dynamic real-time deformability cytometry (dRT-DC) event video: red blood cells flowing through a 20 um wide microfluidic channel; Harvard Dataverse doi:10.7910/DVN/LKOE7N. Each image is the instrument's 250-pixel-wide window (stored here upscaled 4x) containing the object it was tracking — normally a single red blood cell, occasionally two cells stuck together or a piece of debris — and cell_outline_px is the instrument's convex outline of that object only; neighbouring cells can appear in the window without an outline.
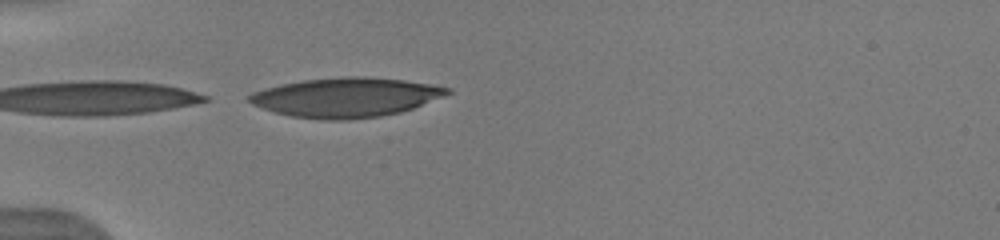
{"species": "human", "species_latin": "Homo sapiens", "temperature_condition": "warm", "stored_images_in_passage": 3, "camera_frame_rate_fps": 3000, "um_per_image_px": 0.085, "donor": {"sex": "male"}, "frame": {"image": 1, "passage_image": 3, "time_ms": 2.0, "image_size_px": [1000, 240], "cell_outline_px": [[452, 92], [444, 96], [412, 108], [400, 112], [380, 116], [348, 120], [324, 120], [292, 116], [276, 112], [252, 104], [248, 100], [248, 96], [252, 92], [264, 88], [280, 84], [304, 80], [340, 76], [364, 76], [404, 80], [452, 88]], "centroid_in_image_um": [29.4, 8.27], "position_along_channel_um": 55.6, "area_um2": 45.43}}